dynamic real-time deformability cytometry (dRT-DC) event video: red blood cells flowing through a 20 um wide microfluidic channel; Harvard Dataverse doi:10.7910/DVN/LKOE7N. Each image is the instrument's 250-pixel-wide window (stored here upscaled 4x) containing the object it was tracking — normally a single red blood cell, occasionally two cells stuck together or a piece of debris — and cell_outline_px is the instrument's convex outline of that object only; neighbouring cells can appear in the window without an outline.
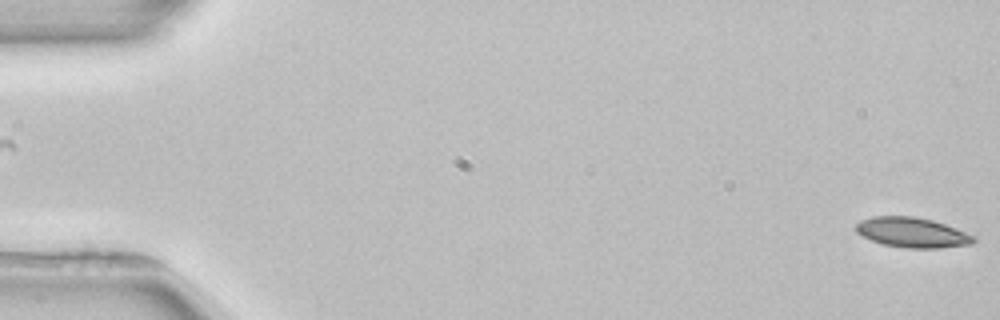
{"species": "common noctule bat (a hibernating species)", "species_latin": "Nyctalus noctula", "temperature_condition": "room temperature", "stored_images_in_passage": 4, "segment_of_instrument_passage": [2, 2], "camera_frame_rate_fps": 3000, "um_per_image_px": 0.085, "animal": {"sex": "female", "body_mass_g": 22.7, "forearm_length_mm": 54.2}, "frame": {"image": 1, "passage_image": 4, "time_ms": 5.333, "image_size_px": [1000, 320], "cell_outline_px": [[976, 240], [972, 244], [940, 248], [904, 248], [884, 244], [872, 240], [856, 232], [856, 224], [860, 220], [872, 216], [912, 216], [932, 220], [944, 224], [976, 236]], "centroid_in_image_um": [77.55, 19.76], "position_along_channel_um": 7.5, "area_um2": 20.52}}